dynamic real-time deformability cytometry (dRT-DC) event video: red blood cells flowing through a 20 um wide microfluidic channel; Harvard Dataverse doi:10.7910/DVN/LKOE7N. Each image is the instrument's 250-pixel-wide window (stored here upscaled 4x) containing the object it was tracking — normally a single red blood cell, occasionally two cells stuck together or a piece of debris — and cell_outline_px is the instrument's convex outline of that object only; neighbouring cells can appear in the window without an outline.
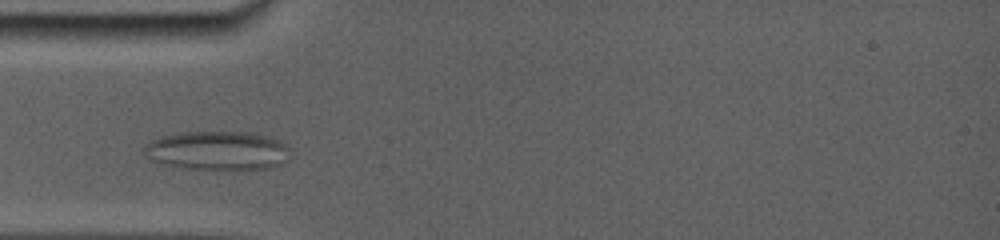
{"species": "common noctule bat (a hibernating species)", "species_latin": "Nyctalus noctula", "temperature_condition": "room temperature", "stored_images_in_passage": 5, "camera_frame_rate_fps": 5000, "um_per_image_px": 0.085, "animal": {"sex": "female", "body_mass_g": 19.0, "forearm_length_mm": 56.7}, "frame": {"image": 1, "passage_image": 4, "time_ms": 2.4, "image_size_px": [1000, 240], "cell_outline_px": [[280, 164], [268, 168], [248, 172], [216, 172], [180, 168], [160, 164], [152, 160], [148, 144], [156, 140], [168, 136], [196, 132], [232, 132], [260, 136], [272, 140], [280, 144]], "centroid_in_image_um": [18.39, 12.91], "position_along_channel_um": 66.6, "area_um2": 31.79}}